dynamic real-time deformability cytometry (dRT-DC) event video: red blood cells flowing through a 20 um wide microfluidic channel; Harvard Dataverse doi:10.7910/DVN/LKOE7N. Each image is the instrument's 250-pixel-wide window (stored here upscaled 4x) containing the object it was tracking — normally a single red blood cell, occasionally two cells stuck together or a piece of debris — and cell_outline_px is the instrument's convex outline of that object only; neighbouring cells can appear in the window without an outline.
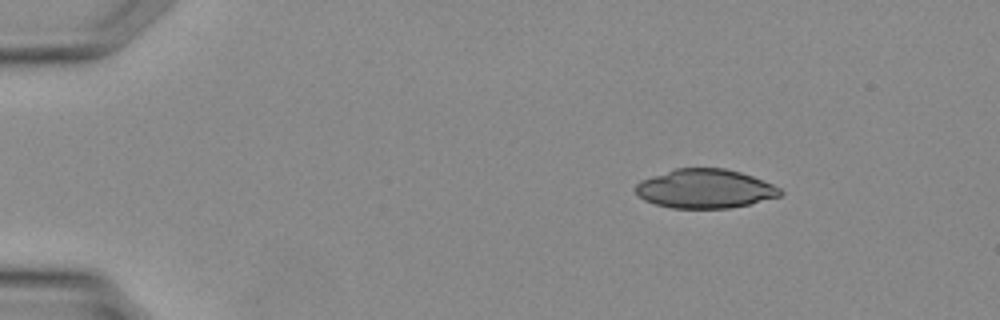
{"species": "Egyptian fruit bat (a non-hibernating species)", "species_latin": "Rousettus aegyptiacus", "temperature_condition": "warm", "stored_images_in_passage": 18, "camera_frame_rate_fps": 3000, "um_per_image_px": 0.085, "animal": {"sex": "female"}, "frame": {"image": 1, "passage_image": 1, "time_ms": 0.0, "image_size_px": [1000, 320], "cell_outline_px": [[784, 192], [780, 196], [748, 204], [728, 208], [672, 208], [656, 204], [644, 200], [636, 192], [636, 184], [640, 180], [676, 168], [724, 168], [740, 172], [752, 176], [772, 184], [780, 188]], "centroid_in_image_um": [59.93, 16.04], "position_along_channel_um": 25.1, "area_um2": 32.66}}